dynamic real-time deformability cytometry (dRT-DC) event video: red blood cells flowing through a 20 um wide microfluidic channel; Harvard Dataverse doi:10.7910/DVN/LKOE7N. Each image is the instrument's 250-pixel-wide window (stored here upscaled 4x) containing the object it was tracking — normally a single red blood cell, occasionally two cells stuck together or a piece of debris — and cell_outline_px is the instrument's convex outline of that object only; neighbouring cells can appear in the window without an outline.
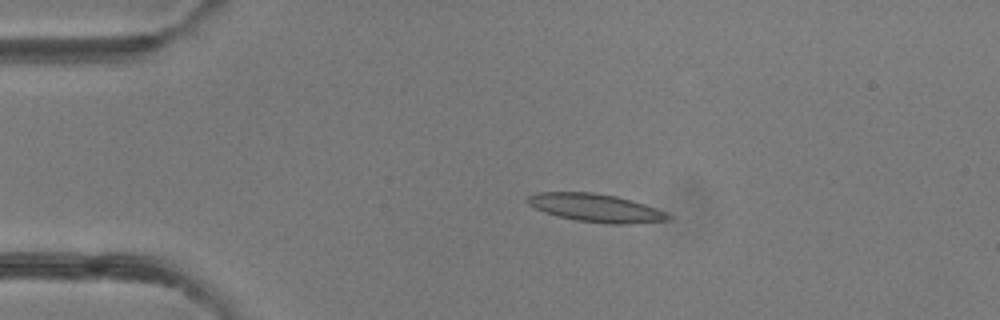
{"species": "common noctule bat (a hibernating species)", "species_latin": "Nyctalus noctula", "temperature_condition": "room temperature", "stored_images_in_passage": 48, "camera_frame_rate_fps": 3000, "um_per_image_px": 0.085, "animal": {"sex": "female"}, "frame": {"image": 1, "passage_image": 9, "time_ms": 2.667, "image_size_px": [1000, 320], "cell_outline_px": [[672, 216], [668, 220], [628, 224], [608, 224], [576, 220], [544, 212], [528, 204], [524, 200], [528, 196], [536, 192], [592, 192], [616, 196], [632, 200], [656, 208]], "centroid_in_image_um": [50.62, 17.66], "position_along_channel_um": 34.4, "area_um2": 22.95}}
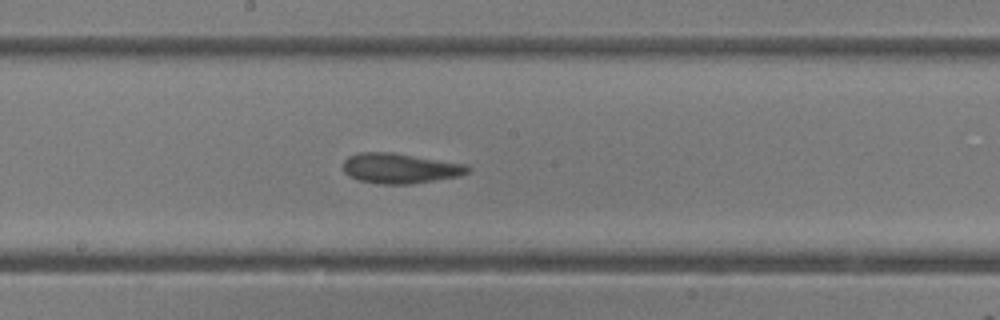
{"frame": {"image": 2, "passage_image": 25, "time_ms": 8.0, "image_size_px": [1000, 320], "cell_outline_px": [[472, 168], [468, 172], [460, 176], [412, 184], [380, 184], [360, 180], [348, 176], [344, 172], [344, 160], [348, 156], [356, 152], [392, 152], [468, 164]], "centroid_in_image_um": [34.02, 14.3], "position_along_channel_um": 214.2, "area_um2": 22.14}}
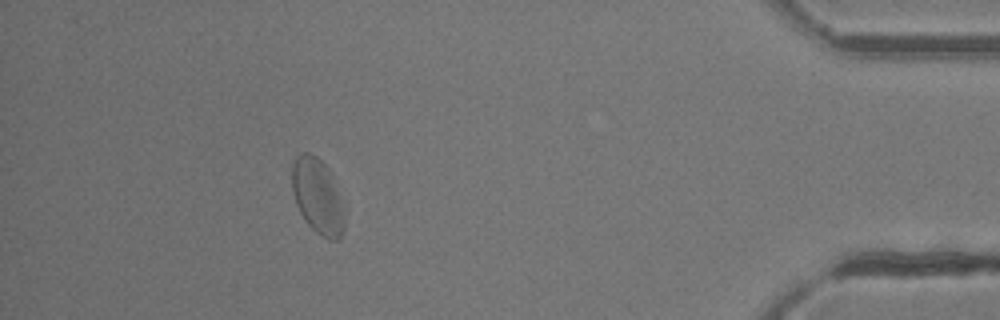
{"frame": {"image": 3, "passage_image": 43, "time_ms": 14.0, "image_size_px": [1000, 320], "cell_outline_px": [[344, 232], [336, 240], [328, 240], [320, 236], [304, 220], [296, 204], [292, 192], [292, 164], [296, 156], [300, 152], [308, 152], [316, 156], [328, 168], [340, 200], [344, 212]], "centroid_in_image_um": [26.96, 16.69], "position_along_channel_um": 408.2, "area_um2": 22.89}, "authors_computed_cell_mechanics": {"area_um2": 22.1663, "velocity_mm_per_s": 4.1652, "shape_relaxation_time_tau1_ms": 4.1975, "shape_relaxation_time_tau2_ms": 1.6642, "deformation_change_tau1": 0.1271, "deformation_change_tau2": 0.082}}